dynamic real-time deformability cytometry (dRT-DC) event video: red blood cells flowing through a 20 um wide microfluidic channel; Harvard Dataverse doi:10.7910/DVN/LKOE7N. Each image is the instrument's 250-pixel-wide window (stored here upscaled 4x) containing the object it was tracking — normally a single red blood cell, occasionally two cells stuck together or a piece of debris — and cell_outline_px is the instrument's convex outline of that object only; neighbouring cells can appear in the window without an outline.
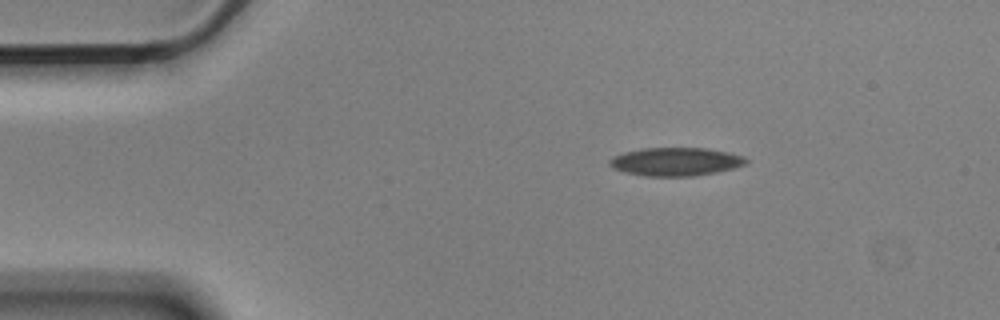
{"species": "Egyptian fruit bat (a non-hibernating species)", "species_latin": "Rousettus aegyptiacus", "temperature_condition": "cold", "stored_images_in_passage": 3, "camera_frame_rate_fps": 3000, "um_per_image_px": 0.085, "animal": {"sex": "male"}, "frame": {"image": 1, "passage_image": 1, "time_ms": 0.0, "image_size_px": [1000, 320], "cell_outline_px": [[748, 160], [744, 164], [732, 168], [716, 172], [696, 176], [648, 176], [628, 172], [612, 168], [608, 164], [608, 160], [612, 156], [624, 152], [644, 148], [708, 148], [728, 152], [744, 156]], "centroid_in_image_um": [57.42, 13.73], "position_along_channel_um": 27.6, "area_um2": 22.43}}
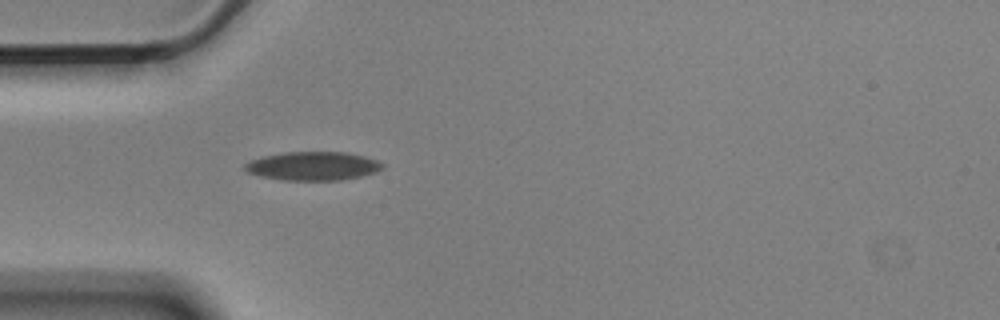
{"frame": {"image": 2, "passage_image": 3, "time_ms": 0.667, "image_size_px": [1000, 320], "cell_outline_px": [[384, 168], [376, 172], [360, 176], [340, 180], [284, 180], [264, 176], [248, 172], [244, 168], [244, 164], [252, 160], [264, 156], [284, 152], [348, 152], [380, 160], [384, 164]], "centroid_in_image_um": [26.67, 14.1], "position_along_channel_um": 58.3, "area_um2": 22.89}}